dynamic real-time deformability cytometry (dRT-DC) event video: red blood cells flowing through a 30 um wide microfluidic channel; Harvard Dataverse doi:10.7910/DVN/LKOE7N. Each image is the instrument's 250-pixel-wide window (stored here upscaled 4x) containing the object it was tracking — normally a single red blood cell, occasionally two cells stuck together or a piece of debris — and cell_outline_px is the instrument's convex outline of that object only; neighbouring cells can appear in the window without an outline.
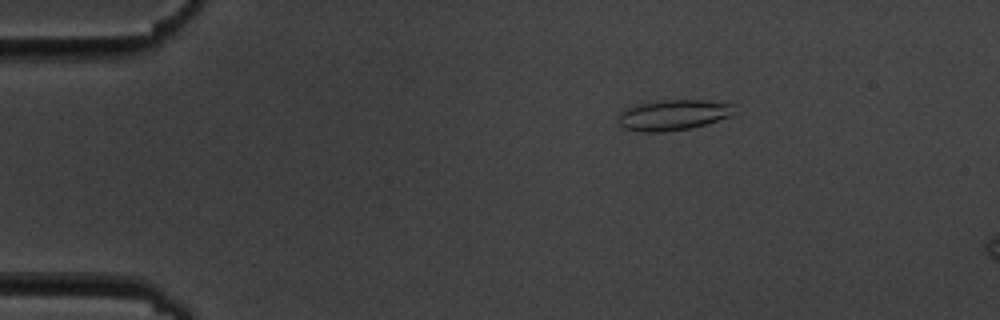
{"species": "common noctule bat (a hibernating species)", "species_latin": "Nyctalus noctula", "temperature_condition": "cold", "stored_images_in_passage": 6, "camera_frame_rate_fps": 3000, "um_per_image_px": 0.085, "animal": {"sex": "male", "body_mass_g": 19.5, "forearm_length_mm": 54.6}, "frame": {"image": 1, "passage_image": 3, "time_ms": 2.333, "image_size_px": [1000, 320], "cell_outline_px": [[736, 112], [732, 116], [704, 124], [688, 128], [664, 132], [644, 132], [624, 128], [620, 124], [620, 112], [624, 108], [640, 104], [664, 100], [704, 100], [736, 104]], "centroid_in_image_um": [57.29, 9.76], "position_along_channel_um": 27.7, "area_um2": 20.58}}